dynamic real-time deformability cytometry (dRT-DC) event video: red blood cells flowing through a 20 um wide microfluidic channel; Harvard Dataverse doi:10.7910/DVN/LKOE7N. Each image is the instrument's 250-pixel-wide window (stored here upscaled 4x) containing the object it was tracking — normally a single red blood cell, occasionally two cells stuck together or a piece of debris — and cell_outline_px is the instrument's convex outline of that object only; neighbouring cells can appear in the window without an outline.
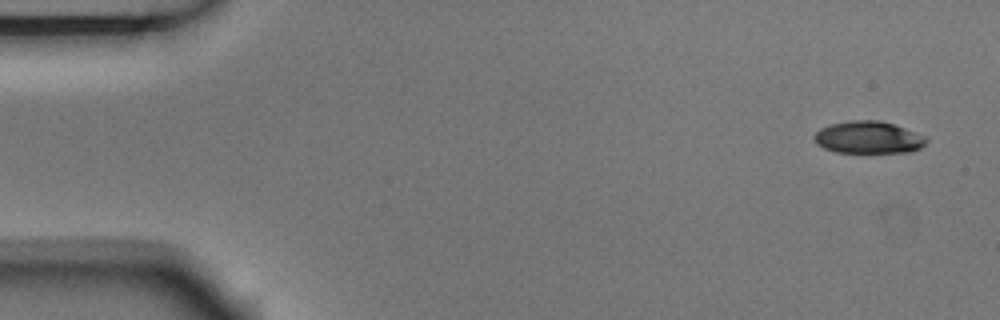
{"species": "Egyptian fruit bat (a non-hibernating species)", "species_latin": "Rousettus aegyptiacus", "temperature_condition": "room temperature", "stored_images_in_passage": 6, "camera_frame_rate_fps": 3000, "um_per_image_px": 0.085, "animal": {"sex": "male"}, "frame": {"image": 1, "passage_image": 1, "time_ms": 0.0, "image_size_px": [1000, 320], "cell_outline_px": [[928, 140], [920, 148], [912, 152], [836, 152], [824, 148], [816, 144], [812, 136], [820, 128], [828, 124], [848, 120], [880, 120], [928, 136]], "centroid_in_image_um": [73.79, 11.67], "position_along_channel_um": 11.2, "area_um2": 21.27}}
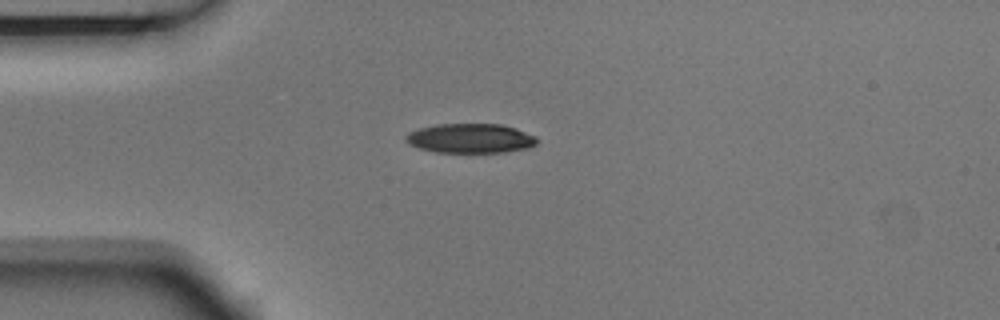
{"frame": {"image": 2, "passage_image": 4, "time_ms": 1.0, "image_size_px": [1000, 320], "cell_outline_px": [[536, 144], [528, 148], [504, 152], [436, 152], [420, 148], [408, 144], [404, 140], [404, 136], [408, 132], [420, 128], [436, 124], [500, 124], [516, 128], [536, 136]], "centroid_in_image_um": [39.96, 11.75], "position_along_channel_um": 45.0, "area_um2": 22.54}}
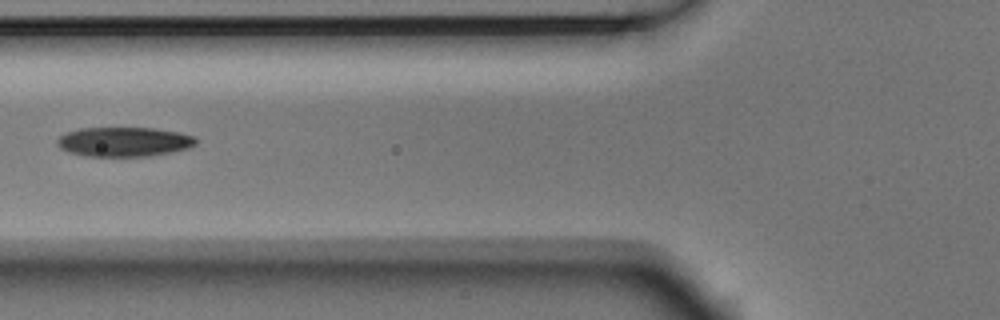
{"frame": {"image": 3, "passage_image": 6, "time_ms": 1.667, "image_size_px": [1000, 320], "cell_outline_px": [[196, 144], [188, 148], [148, 156], [84, 156], [68, 152], [60, 148], [56, 144], [56, 140], [64, 132], [80, 128], [156, 128], [180, 132], [196, 136]], "centroid_in_image_um": [10.51, 12.04], "position_along_channel_um": 115.3, "area_um2": 23.99}}